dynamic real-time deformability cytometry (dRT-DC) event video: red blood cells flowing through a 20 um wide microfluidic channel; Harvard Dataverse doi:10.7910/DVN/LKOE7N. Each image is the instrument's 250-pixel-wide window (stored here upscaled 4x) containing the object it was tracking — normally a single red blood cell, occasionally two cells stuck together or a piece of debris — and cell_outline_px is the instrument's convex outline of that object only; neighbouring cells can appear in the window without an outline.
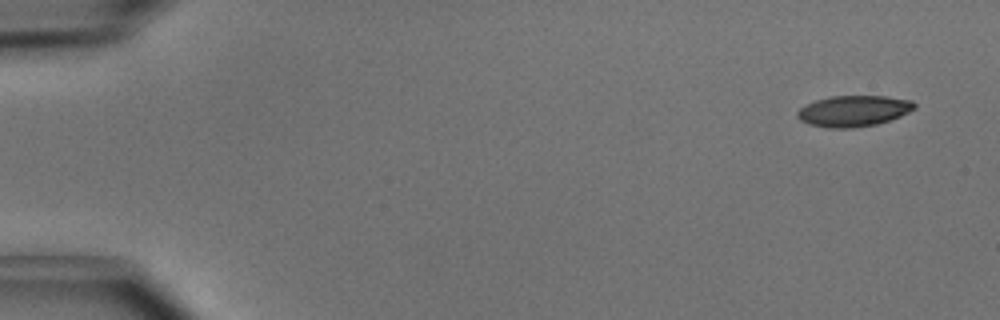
{"species": "common noctule bat (a hibernating species)", "species_latin": "Nyctalus noctula", "temperature_condition": "cold", "stored_images_in_passage": 5, "camera_frame_rate_fps": 3000, "um_per_image_px": 0.085, "animal": {"sex": "male", "body_mass_g": 15.6}, "frame": {"image": 1, "passage_image": 1, "time_ms": 0.0, "image_size_px": [1000, 320], "cell_outline_px": [[916, 108], [900, 116], [876, 124], [852, 128], [828, 128], [808, 124], [800, 120], [796, 116], [796, 112], [804, 104], [816, 100], [832, 96], [884, 96], [912, 100], [916, 104]], "centroid_in_image_um": [72.52, 9.43], "position_along_channel_um": 12.5, "area_um2": 21.21}}
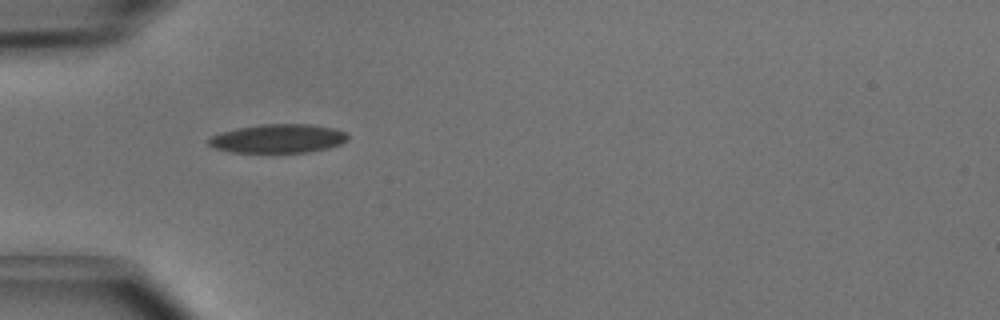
{"frame": {"image": 2, "passage_image": 4, "time_ms": 1.0, "image_size_px": [1000, 320], "cell_outline_px": [[348, 140], [340, 144], [328, 148], [308, 152], [232, 152], [212, 148], [208, 144], [208, 140], [212, 136], [236, 128], [260, 124], [308, 124], [332, 128], [344, 132], [348, 136]], "centroid_in_image_um": [23.62, 11.78], "position_along_channel_um": 61.4, "area_um2": 23.18}}